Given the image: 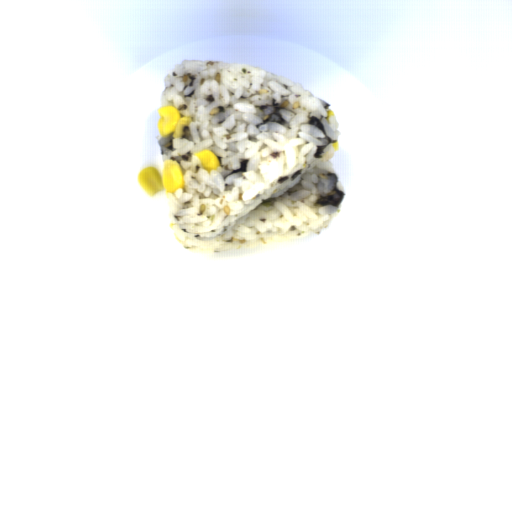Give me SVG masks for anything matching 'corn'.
<instances>
[{
  "label": "corn",
  "instance_id": "corn-1",
  "mask_svg": "<svg viewBox=\"0 0 512 512\" xmlns=\"http://www.w3.org/2000/svg\"><path fill=\"white\" fill-rule=\"evenodd\" d=\"M139 185L150 197L160 191L175 193L179 188L185 189L184 170L178 161L166 160L162 168L144 167L137 175Z\"/></svg>",
  "mask_w": 512,
  "mask_h": 512
},
{
  "label": "corn",
  "instance_id": "corn-2",
  "mask_svg": "<svg viewBox=\"0 0 512 512\" xmlns=\"http://www.w3.org/2000/svg\"><path fill=\"white\" fill-rule=\"evenodd\" d=\"M157 111V125L161 137H169L171 134L174 138L186 136L185 129L191 125L190 117L181 116L177 107L165 106Z\"/></svg>",
  "mask_w": 512,
  "mask_h": 512
},
{
  "label": "corn",
  "instance_id": "corn-3",
  "mask_svg": "<svg viewBox=\"0 0 512 512\" xmlns=\"http://www.w3.org/2000/svg\"><path fill=\"white\" fill-rule=\"evenodd\" d=\"M198 161L200 163L201 168L206 170L211 174L212 170H217L220 168L221 160L218 155H216L213 151L203 150L200 153L196 154Z\"/></svg>",
  "mask_w": 512,
  "mask_h": 512
}]
</instances>
